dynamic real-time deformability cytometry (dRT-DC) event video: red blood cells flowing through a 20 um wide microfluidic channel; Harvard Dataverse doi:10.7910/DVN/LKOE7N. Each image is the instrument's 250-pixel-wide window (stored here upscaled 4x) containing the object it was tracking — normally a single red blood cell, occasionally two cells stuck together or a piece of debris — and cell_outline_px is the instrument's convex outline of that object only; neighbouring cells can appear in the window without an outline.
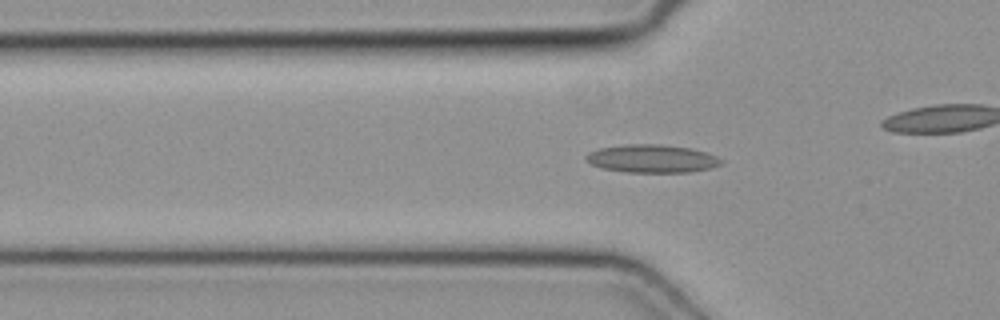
{"species": "common noctule bat (a hibernating species)", "species_latin": "Nyctalus noctula", "temperature_condition": "cold", "stored_images_in_passage": 50, "camera_frame_rate_fps": 3000, "um_per_image_px": 0.085, "animal": {"sex": "female", "body_mass_g": 19.3, "forearm_length_mm": 54.1}, "frame": {"image": 1, "passage_image": 16, "time_ms": 5.0, "image_size_px": [1000, 320], "cell_outline_px": [[724, 160], [720, 164], [712, 168], [688, 172], [628, 172], [604, 168], [592, 164], [584, 156], [588, 152], [600, 148], [628, 144], [660, 144], [692, 148], [708, 152]], "centroid_in_image_um": [55.47, 13.47], "position_along_channel_um": 70.3, "area_um2": 22.02}}
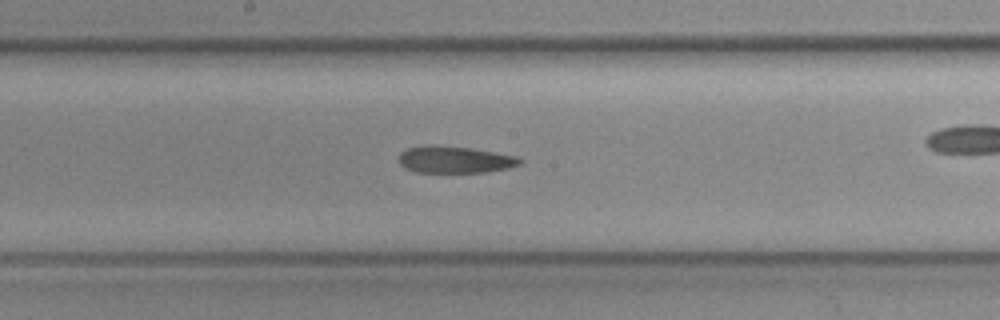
{"frame": {"image": 2, "passage_image": 26, "time_ms": 8.333, "image_size_px": [1000, 320], "cell_outline_px": [[524, 164], [508, 168], [488, 172], [416, 172], [400, 164], [400, 152], [408, 148], [432, 144], [468, 148], [516, 156], [524, 160]], "centroid_in_image_um": [38.7, 13.57], "position_along_channel_um": 209.5, "area_um2": 18.84}}
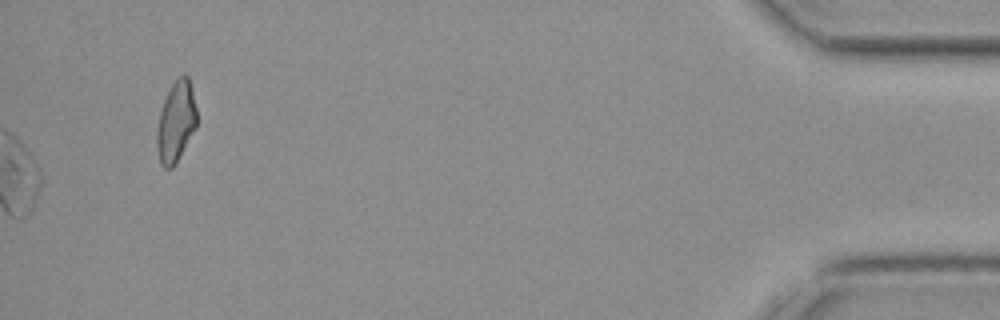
{"frame": {"image": 3, "passage_image": 50, "time_ms": 16.333, "image_size_px": [1000, 320], "cell_outline_px": [[196, 128], [176, 164], [172, 168], [164, 168], [160, 164], [156, 140], [156, 136], [160, 112], [164, 100], [172, 84], [184, 72], [188, 76], [196, 108]], "centroid_in_image_um": [14.96, 10.38], "position_along_channel_um": 420.2, "area_um2": 18.61}}